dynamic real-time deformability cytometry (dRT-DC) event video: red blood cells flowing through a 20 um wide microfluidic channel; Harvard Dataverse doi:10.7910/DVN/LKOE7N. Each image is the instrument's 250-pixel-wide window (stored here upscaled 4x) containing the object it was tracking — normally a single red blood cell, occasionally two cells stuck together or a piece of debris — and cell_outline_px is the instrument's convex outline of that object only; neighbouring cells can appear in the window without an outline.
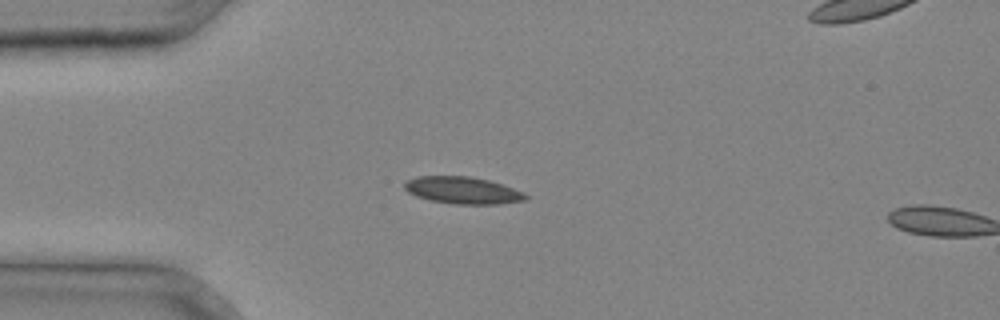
{"species": "common noctule bat (a hibernating species)", "species_latin": "Nyctalus noctula", "temperature_condition": "cold", "stored_images_in_passage": 10, "camera_frame_rate_fps": 3000, "um_per_image_px": 0.085, "animal": {"sex": "male", "body_mass_g": 20.4}, "frame": {"image": 1, "passage_image": 9, "time_ms": 2.667, "image_size_px": [1000, 320], "cell_outline_px": [[528, 200], [500, 204], [456, 204], [432, 200], [416, 196], [408, 192], [404, 188], [404, 184], [408, 180], [416, 176], [468, 176], [488, 180], [524, 192], [528, 196]], "centroid_in_image_um": [39.34, 16.18], "position_along_channel_um": 45.7, "area_um2": 18.96}}